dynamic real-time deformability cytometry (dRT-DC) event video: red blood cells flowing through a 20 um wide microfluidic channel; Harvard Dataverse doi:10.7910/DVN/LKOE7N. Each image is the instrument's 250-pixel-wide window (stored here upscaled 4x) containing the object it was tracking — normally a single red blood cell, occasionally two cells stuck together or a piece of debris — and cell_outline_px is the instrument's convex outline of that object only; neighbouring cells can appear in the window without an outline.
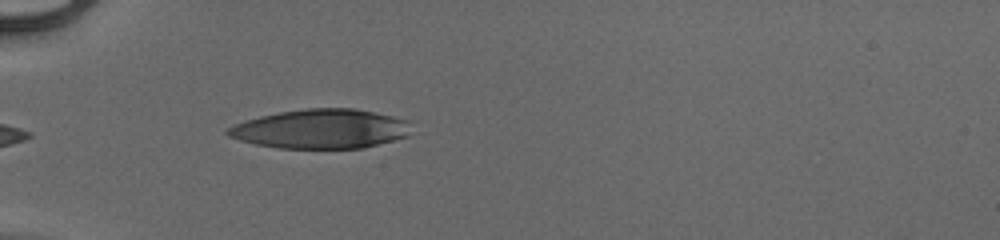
{"species": "human", "species_latin": "Homo sapiens", "temperature_condition": "cold", "stored_images_in_passage": 3, "camera_frame_rate_fps": 3000, "um_per_image_px": 0.085, "donor": {"sex": "male"}, "frame": {"image": 1, "passage_image": 1, "time_ms": 0.0, "image_size_px": [1000, 240], "cell_outline_px": [[408, 136], [364, 148], [276, 148], [256, 144], [240, 140], [228, 136], [224, 132], [228, 128], [236, 124], [260, 116], [280, 112], [308, 108], [356, 108], [392, 116], [408, 120]], "centroid_in_image_um": [27.27, 10.96], "position_along_channel_um": 57.7, "area_um2": 41.79}}